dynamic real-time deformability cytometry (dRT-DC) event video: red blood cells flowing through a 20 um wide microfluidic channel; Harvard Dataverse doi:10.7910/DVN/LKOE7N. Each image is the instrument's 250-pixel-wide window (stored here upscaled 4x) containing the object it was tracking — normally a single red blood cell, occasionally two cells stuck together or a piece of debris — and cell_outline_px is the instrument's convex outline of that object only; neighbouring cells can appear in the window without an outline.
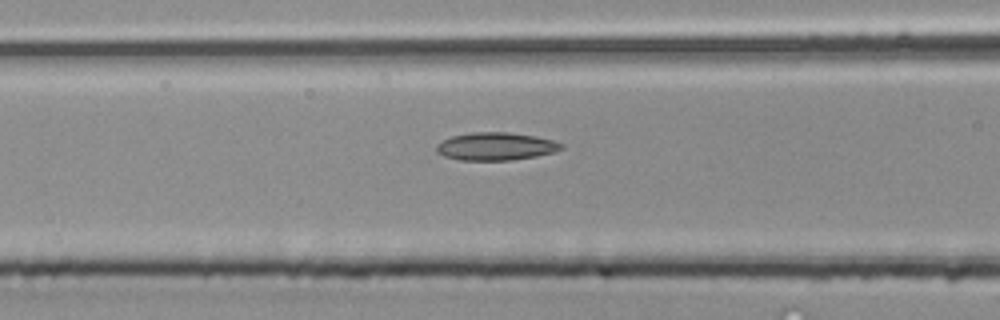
{"species": "common noctule bat (a hibernating species)", "species_latin": "Nyctalus noctula", "temperature_condition": "room temperature", "stored_images_in_passage": 25, "camera_frame_rate_fps": 3000, "um_per_image_px": 0.085, "animal": {"sex": "male", "body_mass_g": 20.4}, "frame": {"image": 1, "passage_image": 6, "time_ms": 1.667, "image_size_px": [1000, 320], "cell_outline_px": [[564, 148], [552, 152], [536, 156], [512, 160], [460, 160], [444, 156], [436, 152], [436, 144], [452, 136], [472, 132], [508, 132], [536, 136], [552, 140], [564, 144]], "centroid_in_image_um": [42.14, 12.44], "position_along_channel_um": 124.5, "area_um2": 20.23}}
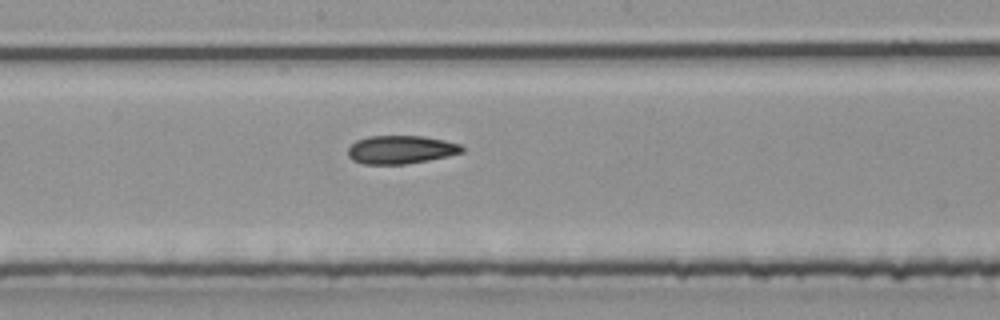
{"frame": {"image": 2, "passage_image": 12, "time_ms": 3.667, "image_size_px": [1000, 320], "cell_outline_px": [[464, 152], [448, 156], [428, 160], [404, 164], [364, 164], [352, 160], [348, 156], [348, 148], [356, 140], [368, 136], [424, 136], [444, 140], [460, 144], [464, 148]], "centroid_in_image_um": [34.07, 12.71], "position_along_channel_um": 214.1, "area_um2": 18.84}}
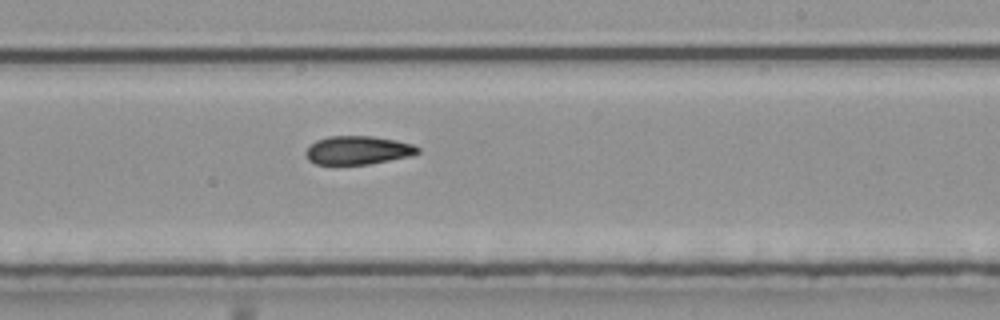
{"frame": {"image": 3, "passage_image": 15, "time_ms": 4.667, "image_size_px": [1000, 320], "cell_outline_px": [[420, 152], [412, 156], [368, 164], [316, 164], [308, 160], [304, 152], [316, 140], [328, 136], [372, 136], [396, 140], [412, 144], [420, 148]], "centroid_in_image_um": [30.43, 12.77], "position_along_channel_um": 258.6, "area_um2": 18.61}}